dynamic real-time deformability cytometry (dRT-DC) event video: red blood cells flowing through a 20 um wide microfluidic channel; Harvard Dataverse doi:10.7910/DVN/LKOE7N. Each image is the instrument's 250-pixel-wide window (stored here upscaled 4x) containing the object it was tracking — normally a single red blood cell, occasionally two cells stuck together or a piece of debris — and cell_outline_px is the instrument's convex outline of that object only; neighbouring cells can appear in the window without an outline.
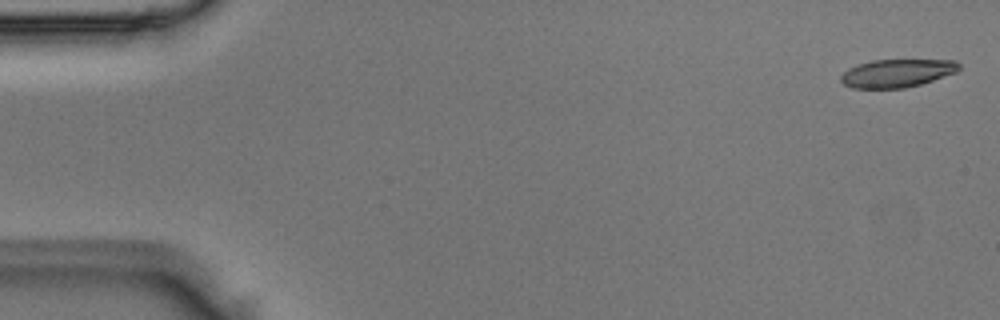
{"species": "Egyptian fruit bat (a non-hibernating species)", "species_latin": "Rousettus aegyptiacus", "temperature_condition": "room temperature", "stored_images_in_passage": 15, "camera_frame_rate_fps": 3000, "um_per_image_px": 0.085, "animal": {"sex": "male"}, "frame": {"image": 1, "passage_image": 1, "time_ms": 0.0, "image_size_px": [1000, 320], "cell_outline_px": [[960, 68], [956, 72], [920, 84], [904, 88], [852, 88], [844, 84], [840, 80], [840, 76], [848, 68], [856, 64], [872, 60], [956, 60], [960, 64]], "centroid_in_image_um": [76.22, 6.21], "position_along_channel_um": 8.8, "area_um2": 19.31}}
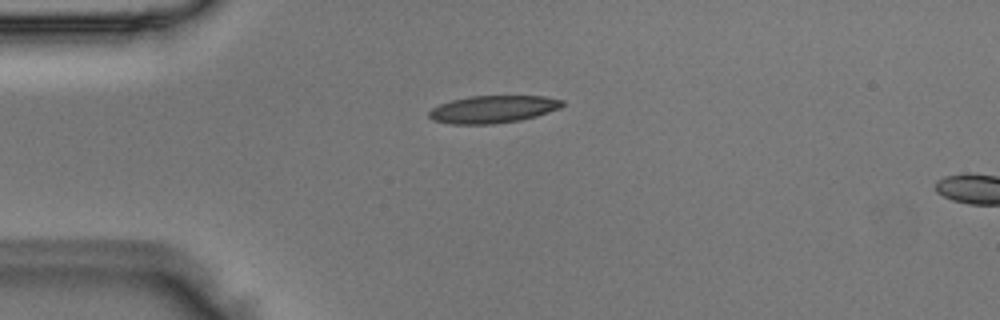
{"frame": {"image": 2, "passage_image": 12, "time_ms": 3.667, "image_size_px": [1000, 320], "cell_outline_px": [[564, 104], [560, 108], [536, 116], [520, 120], [492, 124], [452, 124], [432, 120], [428, 116], [428, 112], [432, 108], [440, 104], [452, 100], [468, 96], [544, 96], [564, 100]], "centroid_in_image_um": [41.89, 9.28], "position_along_channel_um": 43.1, "area_um2": 21.33}}